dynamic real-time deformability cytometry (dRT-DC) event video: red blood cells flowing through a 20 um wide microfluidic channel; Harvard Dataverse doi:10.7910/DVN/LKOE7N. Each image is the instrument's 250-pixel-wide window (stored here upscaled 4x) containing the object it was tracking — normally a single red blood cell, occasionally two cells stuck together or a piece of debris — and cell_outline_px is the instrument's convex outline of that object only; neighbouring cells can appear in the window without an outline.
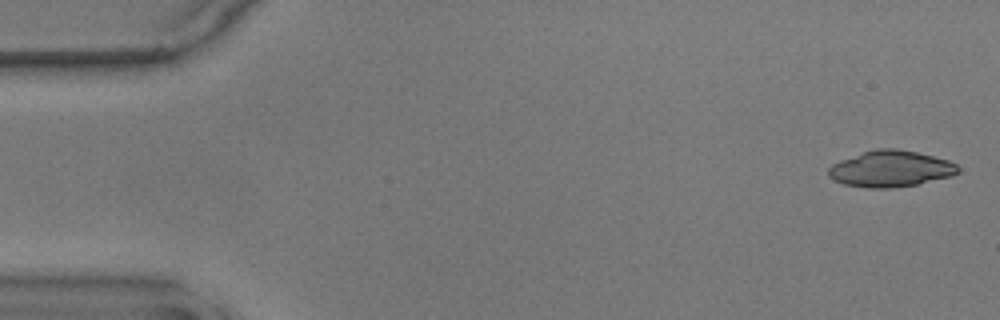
{"species": "common noctule bat (a hibernating species)", "species_latin": "Nyctalus noctula", "temperature_condition": "warm", "stored_images_in_passage": 55, "camera_frame_rate_fps": 3000, "um_per_image_px": 0.085, "animal": {"sex": "male", "body_mass_g": 17.9}, "frame": {"image": 1, "passage_image": 1, "time_ms": 0.0, "image_size_px": [1000, 320], "cell_outline_px": [[960, 172], [952, 176], [916, 184], [892, 188], [868, 188], [844, 184], [828, 176], [828, 168], [832, 164], [840, 160], [876, 148], [896, 148], [916, 152], [948, 160], [956, 164], [960, 168]], "centroid_in_image_um": [75.71, 14.35], "position_along_channel_um": 9.3, "area_um2": 27.28}}